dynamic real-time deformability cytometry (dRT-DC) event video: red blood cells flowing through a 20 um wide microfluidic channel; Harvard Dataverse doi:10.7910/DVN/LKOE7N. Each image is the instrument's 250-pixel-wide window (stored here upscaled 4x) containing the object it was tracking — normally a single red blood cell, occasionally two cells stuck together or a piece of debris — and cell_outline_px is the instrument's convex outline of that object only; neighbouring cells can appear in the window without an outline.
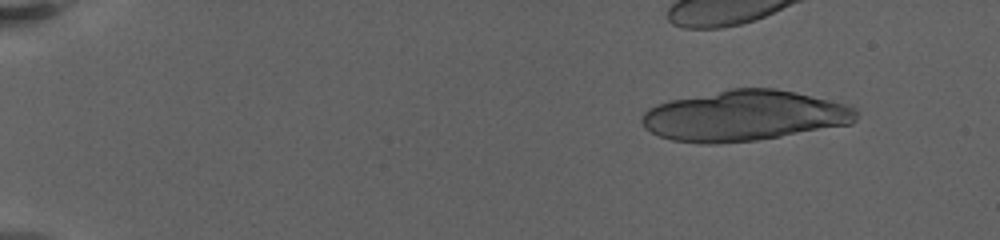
{"species": "human", "species_latin": "Homo sapiens", "temperature_condition": "warm", "stored_images_in_passage": 47, "camera_frame_rate_fps": 3000, "um_per_image_px": 0.085, "donor": {"sex": "female"}, "frame": {"image": 1, "passage_image": 8, "time_ms": 2.0, "image_size_px": [1000, 240], "cell_outline_px": [[856, 120], [852, 124], [756, 140], [716, 144], [696, 144], [672, 140], [660, 136], [644, 128], [640, 120], [644, 112], [648, 108], [656, 104], [668, 100], [732, 88], [776, 88], [796, 92], [844, 104], [856, 108]], "centroid_in_image_um": [63.21, 9.84], "position_along_channel_um": 21.8, "area_um2": 63.23}}
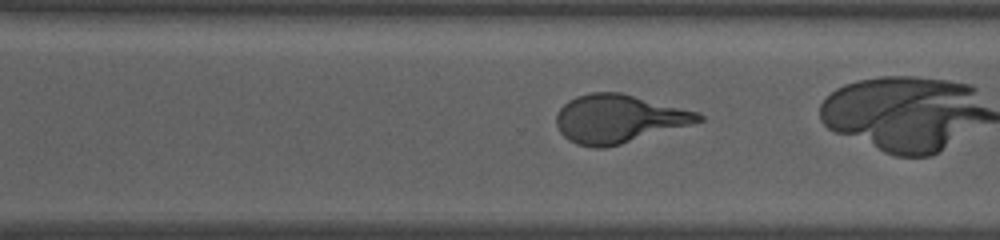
{"frame": {"image": 2, "passage_image": 41, "time_ms": 14.667, "image_size_px": [1000, 240], "cell_outline_px": [[704, 120], [620, 144], [604, 148], [592, 148], [576, 144], [568, 140], [560, 132], [556, 124], [556, 112], [568, 100], [576, 96], [592, 92], [620, 92], [700, 112], [704, 116]], "centroid_in_image_um": [52.55, 10.09], "position_along_channel_um": 318.1, "area_um2": 39.88}}